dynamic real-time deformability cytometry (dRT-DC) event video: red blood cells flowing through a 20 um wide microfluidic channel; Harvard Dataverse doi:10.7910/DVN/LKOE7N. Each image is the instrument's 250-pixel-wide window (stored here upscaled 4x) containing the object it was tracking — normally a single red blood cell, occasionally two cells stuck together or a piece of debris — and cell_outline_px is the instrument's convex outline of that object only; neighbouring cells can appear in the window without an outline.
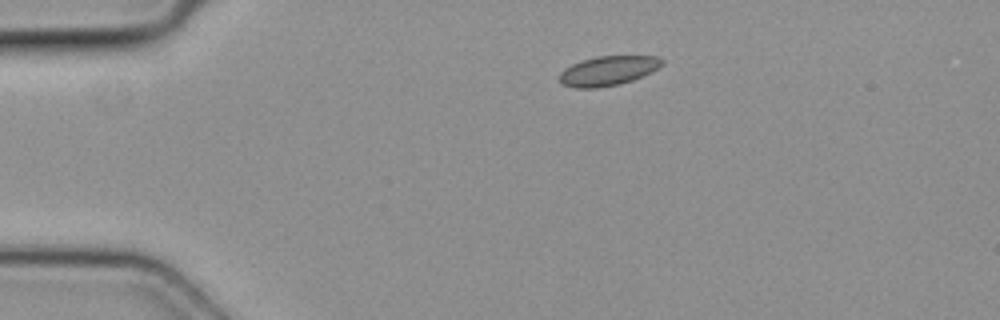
{"species": "common noctule bat (a hibernating species)", "species_latin": "Nyctalus noctula", "temperature_condition": "cold", "stored_images_in_passage": 3, "camera_frame_rate_fps": 3000, "um_per_image_px": 0.085, "animal": {"sex": "female", "body_mass_g": 19.3, "forearm_length_mm": 54.1}, "frame": {"image": 1, "passage_image": 2, "time_ms": 0.333, "image_size_px": [1000, 320], "cell_outline_px": [[664, 64], [652, 72], [632, 80], [620, 84], [596, 88], [572, 88], [560, 84], [560, 72], [564, 68], [580, 60], [596, 56], [656, 56], [664, 60]], "centroid_in_image_um": [51.66, 6.02], "position_along_channel_um": 33.3, "area_um2": 17.86}}